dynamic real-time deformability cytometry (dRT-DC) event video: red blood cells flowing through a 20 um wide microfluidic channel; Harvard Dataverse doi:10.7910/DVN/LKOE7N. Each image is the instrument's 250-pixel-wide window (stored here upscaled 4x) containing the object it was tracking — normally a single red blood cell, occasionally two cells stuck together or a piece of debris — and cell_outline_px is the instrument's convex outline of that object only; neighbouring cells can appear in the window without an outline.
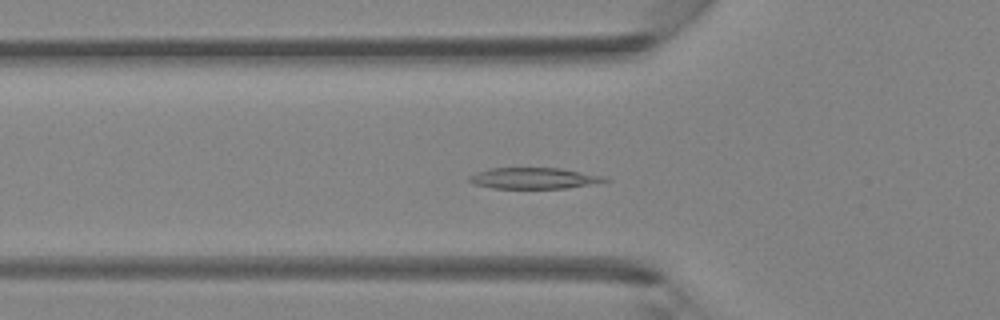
{"species": "Egyptian fruit bat (a non-hibernating species)", "species_latin": "Rousettus aegyptiacus", "temperature_condition": "room temperature", "stored_images_in_passage": 36, "camera_frame_rate_fps": 3000, "um_per_image_px": 0.085, "animal": {"sex": "female"}, "frame": {"image": 1, "passage_image": 7, "time_ms": 2.0, "image_size_px": [1000, 320], "cell_outline_px": [[612, 180], [568, 188], [492, 188], [476, 184], [468, 180], [468, 176], [476, 172], [488, 168], [560, 168], [608, 176]], "centroid_in_image_um": [45.42, 15.14], "position_along_channel_um": 80.4, "area_um2": 16.76}}
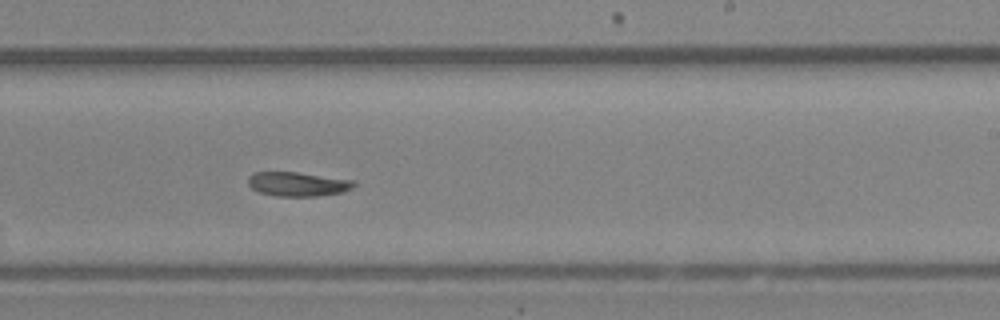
{"frame": {"image": 2, "passage_image": 19, "time_ms": 6.0, "image_size_px": [1000, 320], "cell_outline_px": [[356, 184], [352, 188], [344, 192], [316, 196], [276, 196], [260, 192], [252, 188], [248, 184], [248, 176], [252, 172], [296, 172], [356, 180]], "centroid_in_image_um": [25.33, 15.64], "position_along_channel_um": 263.7, "area_um2": 15.03}}
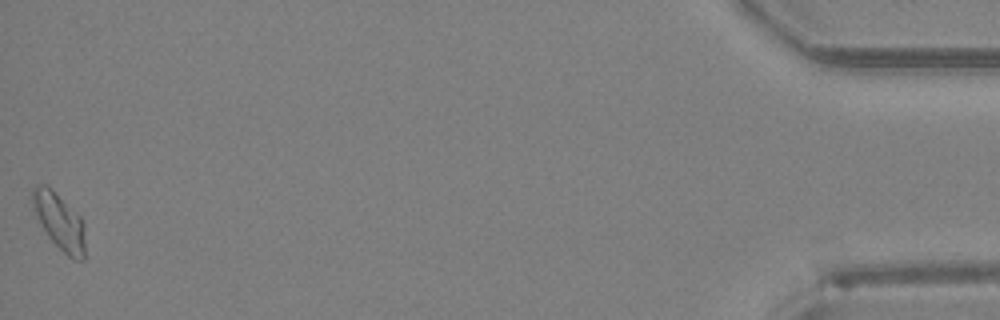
{"frame": {"image": 3, "passage_image": 36, "time_ms": 11.667, "image_size_px": [1000, 320], "cell_outline_px": [[84, 260], [72, 260], [48, 236], [40, 224], [36, 216], [32, 204], [32, 188], [36, 184], [44, 184], [52, 188], [80, 216], [84, 224]], "centroid_in_image_um": [5.04, 18.8], "position_along_channel_um": 430.2, "area_um2": 17.28}}